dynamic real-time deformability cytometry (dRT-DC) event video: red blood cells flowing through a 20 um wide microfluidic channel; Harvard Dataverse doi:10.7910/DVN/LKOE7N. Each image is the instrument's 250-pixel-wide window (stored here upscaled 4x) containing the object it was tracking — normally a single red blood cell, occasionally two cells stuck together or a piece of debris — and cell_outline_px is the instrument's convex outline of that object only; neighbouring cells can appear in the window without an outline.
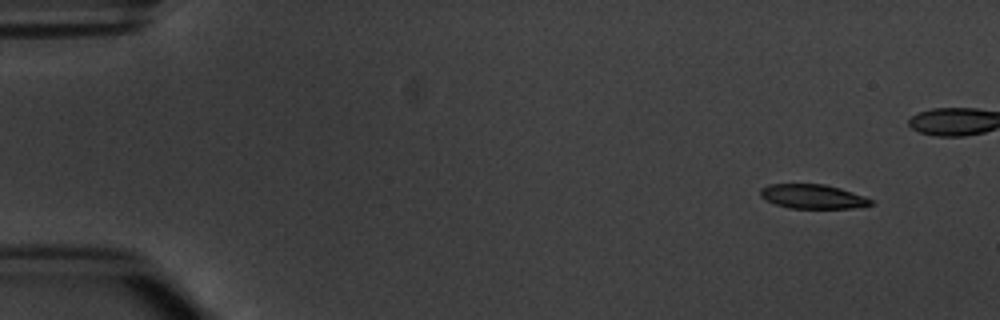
{"species": "common noctule bat (a hibernating species)", "species_latin": "Nyctalus noctula", "temperature_condition": "warm", "stored_images_in_passage": 5, "camera_frame_rate_fps": 3000, "um_per_image_px": 0.085, "animal": {"sex": "male", "body_mass_g": 20.1, "forearm_length_mm": 53.5}, "frame": {"image": 1, "passage_image": 1, "time_ms": 0.0, "image_size_px": [1000, 320], "cell_outline_px": [[876, 204], [864, 208], [788, 208], [776, 204], [760, 196], [760, 188], [768, 184], [824, 184], [840, 188], [864, 196], [872, 200]], "centroid_in_image_um": [69.14, 16.71], "position_along_channel_um": 15.9, "area_um2": 15.78}}